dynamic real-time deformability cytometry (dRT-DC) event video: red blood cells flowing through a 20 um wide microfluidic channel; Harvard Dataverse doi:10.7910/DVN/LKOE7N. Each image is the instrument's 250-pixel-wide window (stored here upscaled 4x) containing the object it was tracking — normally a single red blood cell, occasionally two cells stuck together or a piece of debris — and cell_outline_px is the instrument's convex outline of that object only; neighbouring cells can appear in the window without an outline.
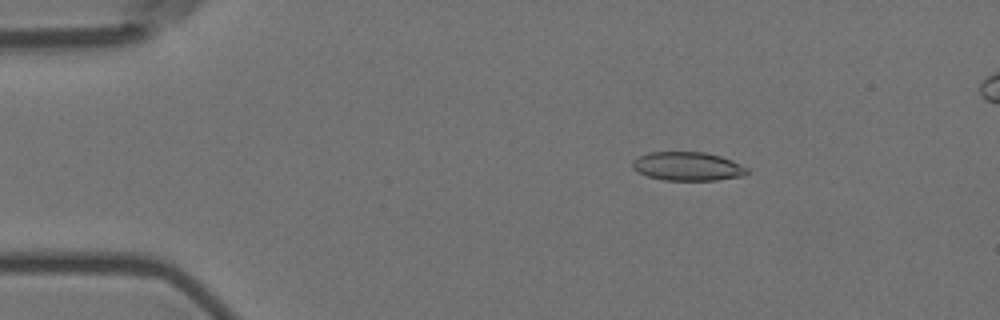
{"species": "Egyptian fruit bat (a non-hibernating species)", "species_latin": "Rousettus aegyptiacus", "temperature_condition": "room temperature", "stored_images_in_passage": 57, "camera_frame_rate_fps": 3000, "um_per_image_px": 0.085, "animal": {"sex": "female"}, "frame": {"image": 1, "passage_image": 10, "time_ms": 3.0, "image_size_px": [1000, 320], "cell_outline_px": [[748, 172], [744, 176], [716, 180], [664, 180], [648, 176], [632, 168], [632, 160], [648, 152], [704, 152], [720, 156], [732, 160], [748, 168]], "centroid_in_image_um": [58.46, 14.14], "position_along_channel_um": 26.5, "area_um2": 19.13}}
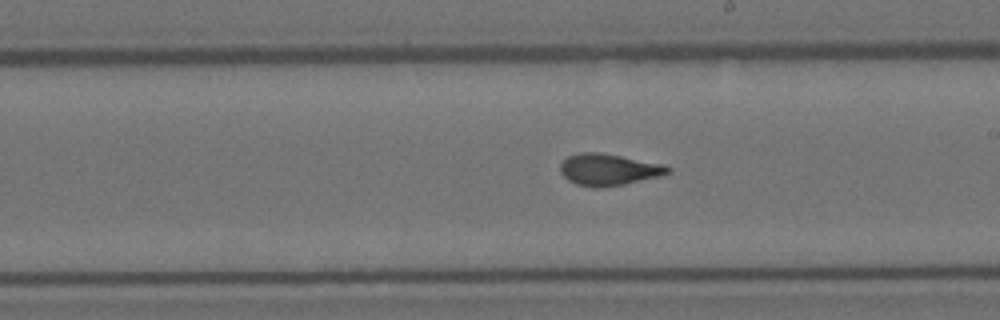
{"frame": {"image": 2, "passage_image": 33, "time_ms": 10.667, "image_size_px": [1000, 320], "cell_outline_px": [[672, 172], [660, 176], [624, 184], [600, 188], [592, 188], [576, 184], [568, 180], [560, 172], [560, 164], [568, 156], [580, 152], [600, 152], [664, 164], [672, 168]], "centroid_in_image_um": [51.74, 14.42], "position_along_channel_um": 237.3, "area_um2": 20.0}}
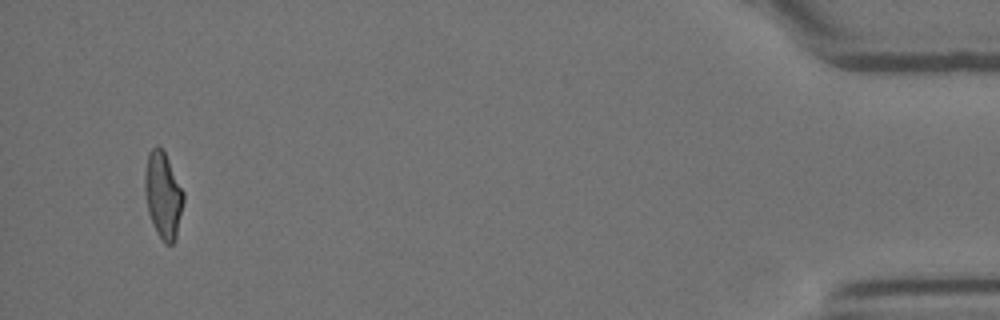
{"frame": {"image": 3, "passage_image": 55, "time_ms": 18.0, "image_size_px": [1000, 320], "cell_outline_px": [[184, 200], [176, 240], [172, 244], [164, 244], [156, 232], [148, 212], [144, 192], [144, 176], [148, 152], [156, 144], [160, 144], [164, 148], [184, 192]], "centroid_in_image_um": [13.86, 16.54], "position_along_channel_um": 421.3, "area_um2": 20.0}}